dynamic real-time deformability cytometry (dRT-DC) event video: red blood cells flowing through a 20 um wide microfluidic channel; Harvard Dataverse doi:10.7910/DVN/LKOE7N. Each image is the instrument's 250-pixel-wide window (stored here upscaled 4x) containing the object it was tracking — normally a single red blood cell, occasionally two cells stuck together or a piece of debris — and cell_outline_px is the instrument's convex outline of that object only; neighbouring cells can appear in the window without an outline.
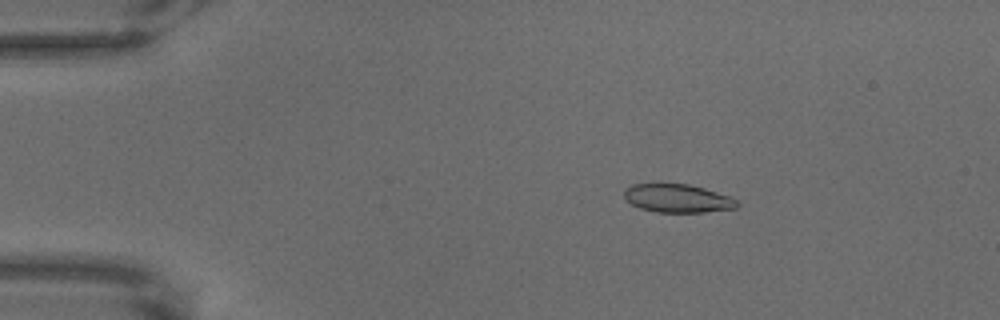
{"species": "common noctule bat (a hibernating species)", "species_latin": "Nyctalus noctula", "temperature_condition": "warm", "stored_images_in_passage": 67, "camera_frame_rate_fps": 3000, "um_per_image_px": 0.085, "animal": {"sex": "male", "body_mass_g": 18.8}, "frame": {"image": 1, "passage_image": 12, "time_ms": 3.667, "image_size_px": [1000, 320], "cell_outline_px": [[740, 204], [736, 208], [704, 212], [656, 212], [640, 208], [624, 200], [624, 188], [632, 184], [688, 184], [704, 188], [732, 196]], "centroid_in_image_um": [57.59, 16.86], "position_along_channel_um": 27.4, "area_um2": 18.79}}
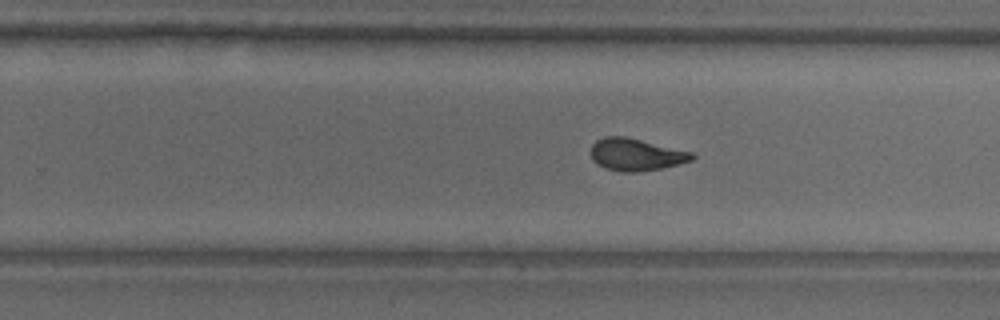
{"frame": {"image": 2, "passage_image": 43, "time_ms": 14.0, "image_size_px": [1000, 320], "cell_outline_px": [[696, 156], [692, 160], [680, 164], [660, 168], [636, 172], [620, 172], [604, 168], [596, 164], [592, 160], [592, 144], [596, 140], [604, 136], [624, 136], [692, 152]], "centroid_in_image_um": [54.04, 13.14], "position_along_channel_um": 275.8, "area_um2": 18.96}}
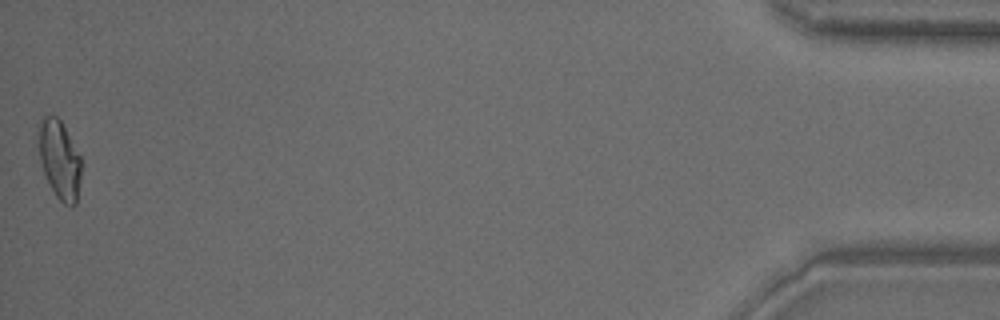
{"frame": {"image": 3, "passage_image": 67, "time_ms": 22.0, "image_size_px": [1000, 320], "cell_outline_px": [[80, 180], [76, 204], [64, 204], [56, 196], [44, 172], [40, 160], [36, 124], [44, 116], [56, 116], [60, 120], [80, 156]], "centroid_in_image_um": [5.02, 13.52], "position_along_channel_um": 430.2, "area_um2": 19.31}}